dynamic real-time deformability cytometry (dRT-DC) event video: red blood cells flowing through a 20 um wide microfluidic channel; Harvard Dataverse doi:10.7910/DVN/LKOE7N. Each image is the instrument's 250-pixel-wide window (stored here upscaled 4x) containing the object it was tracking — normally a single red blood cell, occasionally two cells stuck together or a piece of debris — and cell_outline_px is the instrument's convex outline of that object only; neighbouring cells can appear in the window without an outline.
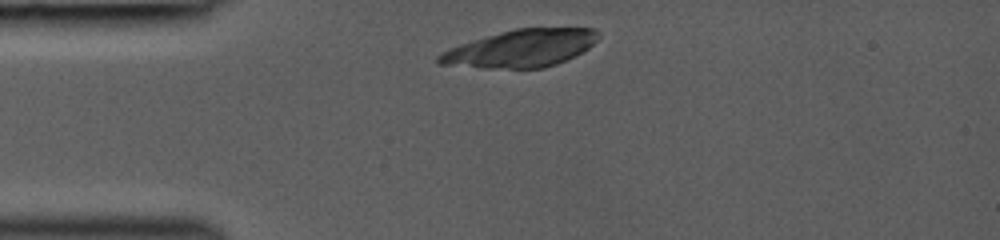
{"species": "common noctule bat (a hibernating species)", "species_latin": "Nyctalus noctula", "temperature_condition": "room temperature", "stored_images_in_passage": 2, "camera_frame_rate_fps": 3000, "um_per_image_px": 0.085, "animal": {"sex": "female", "body_mass_g": 19.0, "forearm_length_mm": 53.3}, "frame": {"image": 1, "passage_image": 1, "time_ms": 0.0, "image_size_px": [1000, 240], "cell_outline_px": [[600, 36], [588, 48], [576, 56], [556, 64], [544, 68], [480, 68], [436, 64], [436, 56], [440, 52], [448, 48], [460, 44], [500, 32], [516, 28], [596, 28], [600, 32]], "centroid_in_image_um": [44.25, 4.12], "position_along_channel_um": 40.7, "area_um2": 35.03}}